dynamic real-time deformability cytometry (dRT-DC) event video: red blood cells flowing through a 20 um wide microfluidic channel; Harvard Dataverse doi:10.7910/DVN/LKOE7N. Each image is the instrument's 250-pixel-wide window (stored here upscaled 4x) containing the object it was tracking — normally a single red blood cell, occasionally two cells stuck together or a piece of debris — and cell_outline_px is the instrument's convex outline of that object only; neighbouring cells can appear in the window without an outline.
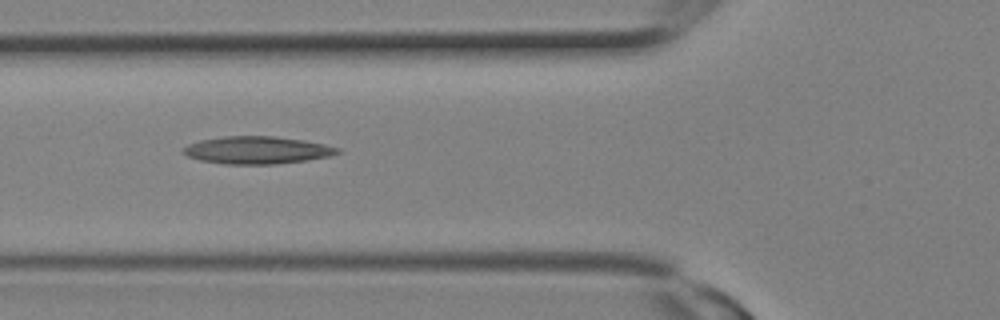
{"species": "Egyptian fruit bat (a non-hibernating species)", "species_latin": "Rousettus aegyptiacus", "temperature_condition": "room temperature", "stored_images_in_passage": 2, "camera_frame_rate_fps": 3000, "um_per_image_px": 0.085, "animal": {"sex": "female"}, "frame": {"image": 1, "passage_image": 2, "time_ms": 0.333, "image_size_px": [1000, 320], "cell_outline_px": [[340, 152], [328, 156], [304, 160], [272, 164], [224, 164], [200, 160], [188, 156], [180, 152], [188, 144], [200, 140], [224, 136], [276, 136], [304, 140], [324, 144], [340, 148]], "centroid_in_image_um": [21.81, 12.75], "position_along_channel_um": 104.0, "area_um2": 24.57}}